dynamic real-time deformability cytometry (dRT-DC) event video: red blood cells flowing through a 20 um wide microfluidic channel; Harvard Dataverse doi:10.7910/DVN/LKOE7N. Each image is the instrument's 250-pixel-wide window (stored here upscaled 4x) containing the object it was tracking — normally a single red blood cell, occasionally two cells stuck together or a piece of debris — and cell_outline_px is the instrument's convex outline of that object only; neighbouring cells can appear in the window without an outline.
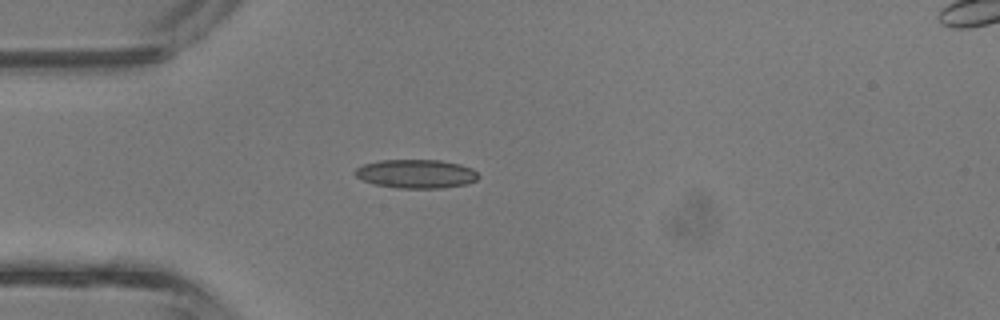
{"species": "common noctule bat (a hibernating species)", "species_latin": "Nyctalus noctula", "temperature_condition": "room temperature", "stored_images_in_passage": 3, "camera_frame_rate_fps": 3000, "um_per_image_px": 0.085, "animal": {"sex": "male", "body_mass_g": 13.3}, "frame": {"image": 1, "passage_image": 3, "time_ms": 0.667, "image_size_px": [1000, 320], "cell_outline_px": [[480, 176], [476, 180], [468, 184], [440, 188], [400, 188], [376, 184], [364, 180], [356, 176], [352, 172], [356, 168], [364, 164], [380, 160], [440, 160], [460, 164], [472, 168]], "centroid_in_image_um": [35.39, 14.77], "position_along_channel_um": 49.6, "area_um2": 20.63}}